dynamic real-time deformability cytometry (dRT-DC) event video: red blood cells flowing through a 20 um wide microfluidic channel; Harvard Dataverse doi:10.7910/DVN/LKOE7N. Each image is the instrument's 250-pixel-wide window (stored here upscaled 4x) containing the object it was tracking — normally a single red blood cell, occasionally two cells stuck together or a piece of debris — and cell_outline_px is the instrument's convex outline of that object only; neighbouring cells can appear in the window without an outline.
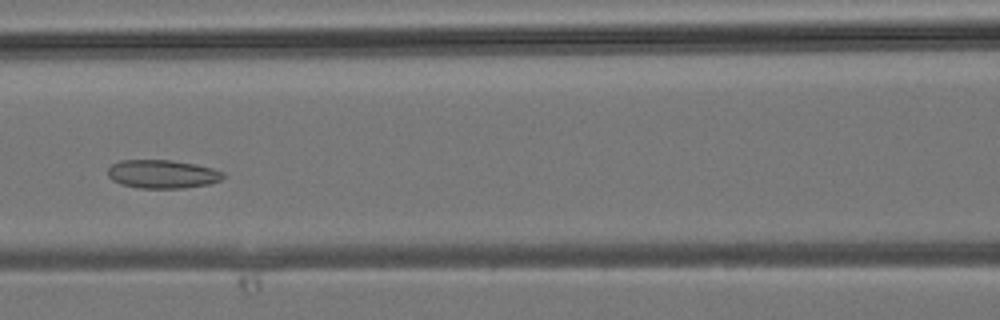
{"species": "common noctule bat (a hibernating species)", "species_latin": "Nyctalus noctula", "temperature_condition": "room temperature", "stored_images_in_passage": 34, "camera_frame_rate_fps": 3000, "um_per_image_px": 0.085, "animal": {"sex": "male", "body_mass_g": 19.2, "forearm_length_mm": 51.8}, "frame": {"image": 1, "passage_image": 14, "time_ms": 4.333, "image_size_px": [1000, 320], "cell_outline_px": [[224, 176], [220, 180], [208, 184], [180, 188], [140, 188], [120, 184], [112, 180], [108, 176], [108, 168], [112, 164], [120, 160], [172, 160], [196, 164], [212, 168], [224, 172]], "centroid_in_image_um": [13.78, 14.79], "position_along_channel_um": 152.8, "area_um2": 19.13}}
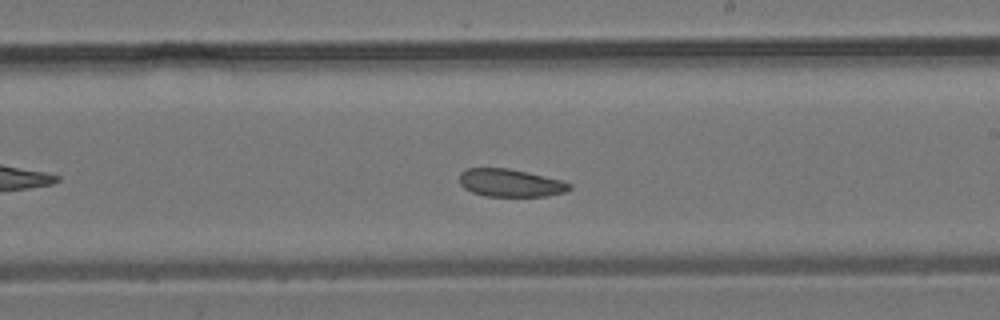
{"frame": {"image": 2, "passage_image": 19, "time_ms": 6.0, "image_size_px": [1000, 320], "cell_outline_px": [[572, 188], [564, 192], [548, 196], [484, 196], [472, 192], [464, 188], [460, 184], [460, 172], [468, 168], [508, 168], [560, 180], [572, 184]], "centroid_in_image_um": [43.36, 15.55], "position_along_channel_um": 245.6, "area_um2": 17.69}}
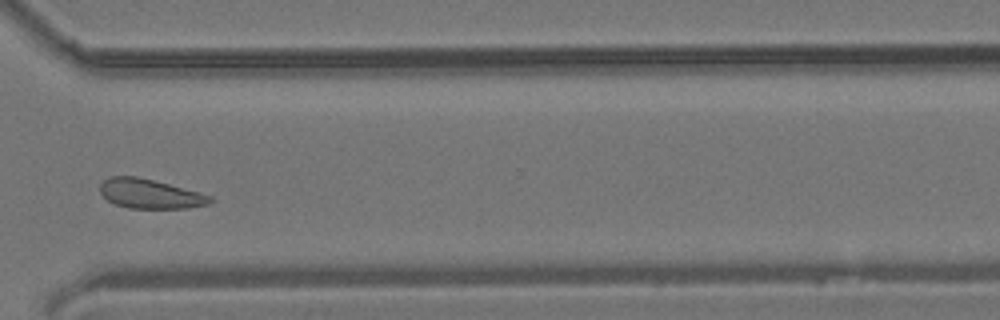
{"frame": {"image": 3, "passage_image": 25, "time_ms": 8.0, "image_size_px": [1000, 320], "cell_outline_px": [[212, 200], [208, 204], [184, 208], [128, 208], [116, 204], [108, 200], [100, 192], [100, 184], [108, 176], [136, 176], [200, 192], [212, 196]], "centroid_in_image_um": [12.73, 16.47], "position_along_channel_um": 357.9, "area_um2": 18.67}}